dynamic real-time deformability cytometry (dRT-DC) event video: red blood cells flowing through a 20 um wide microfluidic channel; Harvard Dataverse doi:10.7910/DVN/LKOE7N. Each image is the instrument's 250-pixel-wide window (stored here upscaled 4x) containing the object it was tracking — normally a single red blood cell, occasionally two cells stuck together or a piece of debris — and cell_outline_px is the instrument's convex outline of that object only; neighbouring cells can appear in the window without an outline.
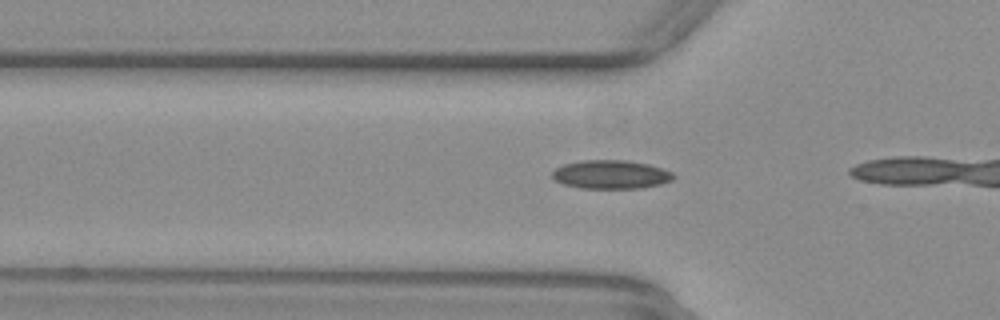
{"species": "common noctule bat (a hibernating species)", "species_latin": "Nyctalus noctula", "temperature_condition": "warm", "stored_images_in_passage": 15, "camera_frame_rate_fps": 3000, "um_per_image_px": 0.085, "animal": {"sex": "female", "body_mass_g": 29.2, "forearm_length_mm": 56.3}, "frame": {"image": 1, "passage_image": 13, "time_ms": 4.0, "image_size_px": [1000, 320], "cell_outline_px": [[676, 176], [672, 180], [660, 184], [644, 188], [580, 188], [564, 184], [556, 180], [552, 176], [552, 172], [556, 168], [564, 164], [580, 160], [628, 160], [648, 164], [672, 172]], "centroid_in_image_um": [51.94, 14.83], "position_along_channel_um": 73.9, "area_um2": 20.23}}